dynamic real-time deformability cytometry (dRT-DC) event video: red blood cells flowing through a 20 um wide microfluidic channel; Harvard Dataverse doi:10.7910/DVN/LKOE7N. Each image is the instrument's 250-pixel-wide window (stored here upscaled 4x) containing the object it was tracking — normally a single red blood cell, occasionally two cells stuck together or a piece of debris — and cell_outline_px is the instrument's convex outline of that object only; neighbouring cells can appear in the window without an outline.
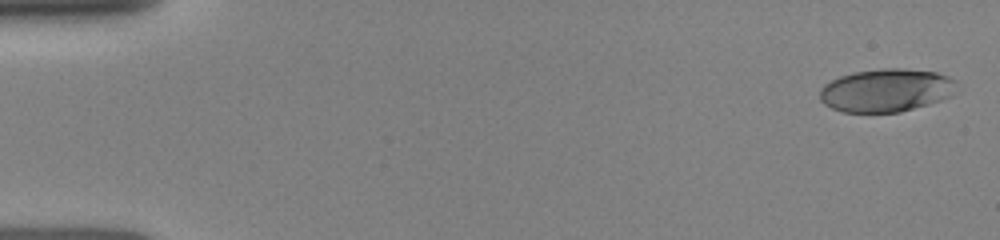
{"species": "human", "species_latin": "Homo sapiens", "temperature_condition": "room temperature", "stored_images_in_passage": 27, "camera_frame_rate_fps": 3000, "um_per_image_px": 0.085, "donor": {"sex": "female"}, "frame": {"image": 1, "passage_image": 1, "time_ms": 0.0, "image_size_px": [1000, 240], "cell_outline_px": [[956, 80], [952, 96], [928, 104], [900, 112], [844, 112], [832, 108], [824, 104], [820, 100], [820, 88], [824, 84], [840, 76], [856, 72], [884, 68], [900, 68], [936, 72], [948, 76]], "centroid_in_image_um": [75.32, 7.68], "position_along_channel_um": 9.7, "area_um2": 34.22}}
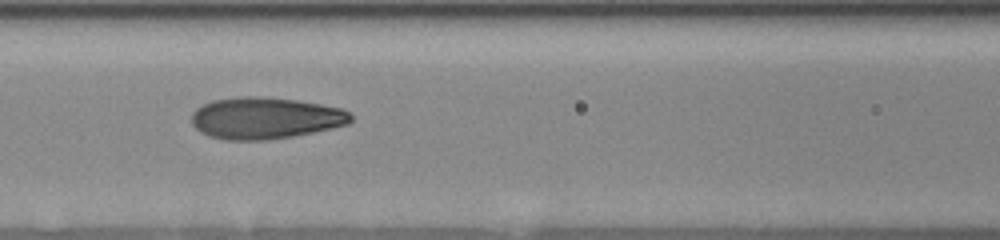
{"frame": {"image": 2, "passage_image": 15, "time_ms": 6.667, "image_size_px": [1000, 240], "cell_outline_px": [[352, 120], [348, 124], [332, 128], [292, 136], [268, 140], [224, 140], [208, 136], [200, 132], [192, 124], [192, 112], [196, 108], [212, 100], [244, 96], [260, 96], [296, 100], [344, 108], [352, 112]], "centroid_in_image_um": [22.55, 10.04], "position_along_channel_um": 144.0, "area_um2": 38.9}}
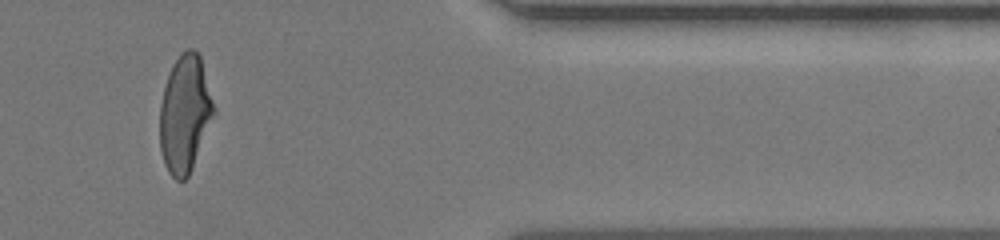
{"frame": {"image": 3, "passage_image": 24, "time_ms": 13.333, "image_size_px": [1000, 240], "cell_outline_px": [[216, 112], [192, 168], [188, 176], [184, 180], [176, 180], [168, 172], [164, 164], [160, 148], [160, 104], [164, 88], [168, 76], [176, 60], [188, 48], [192, 48], [200, 56], [216, 108]], "centroid_in_image_um": [15.73, 9.71], "position_along_channel_um": 395.7, "area_um2": 36.7}}